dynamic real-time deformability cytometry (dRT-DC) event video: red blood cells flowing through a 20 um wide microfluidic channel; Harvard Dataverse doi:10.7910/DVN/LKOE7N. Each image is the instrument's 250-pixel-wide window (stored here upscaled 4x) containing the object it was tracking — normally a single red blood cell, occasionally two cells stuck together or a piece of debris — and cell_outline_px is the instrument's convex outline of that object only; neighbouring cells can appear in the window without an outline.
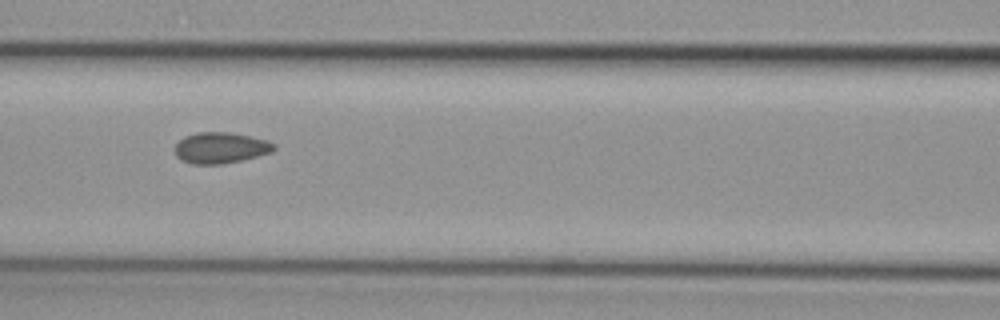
{"species": "common noctule bat (a hibernating species)", "species_latin": "Nyctalus noctula", "temperature_condition": "cold", "stored_images_in_passage": 23, "camera_frame_rate_fps": 3000, "um_per_image_px": 0.085, "animal": {"sex": "female", "body_mass_g": 29.2, "forearm_length_mm": 56.3}, "frame": {"image": 1, "passage_image": 3, "time_ms": 0.667, "image_size_px": [1000, 320], "cell_outline_px": [[276, 148], [272, 152], [240, 160], [220, 164], [192, 164], [180, 160], [176, 156], [172, 148], [184, 136], [196, 132], [232, 132], [252, 136], [268, 140], [276, 144]], "centroid_in_image_um": [18.73, 12.55], "position_along_channel_um": 147.9, "area_um2": 18.21}}
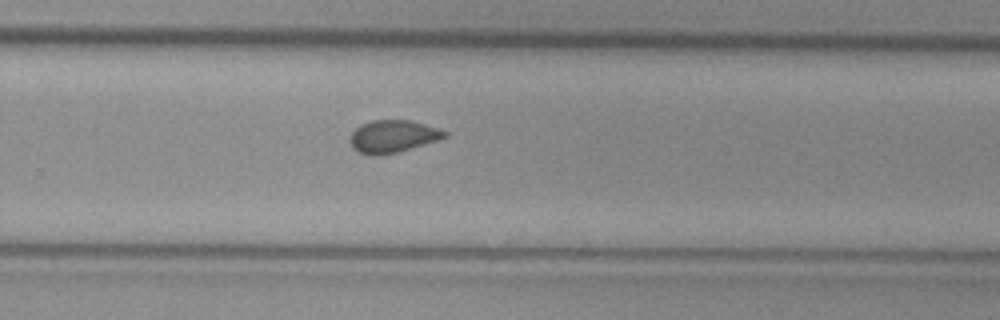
{"frame": {"image": 2, "passage_image": 15, "time_ms": 4.667, "image_size_px": [1000, 320], "cell_outline_px": [[448, 136], [440, 140], [400, 152], [380, 156], [372, 156], [360, 152], [352, 148], [348, 140], [352, 132], [360, 124], [372, 120], [412, 120], [448, 132]], "centroid_in_image_um": [33.38, 11.61], "position_along_channel_um": 296.4, "area_um2": 18.26}}
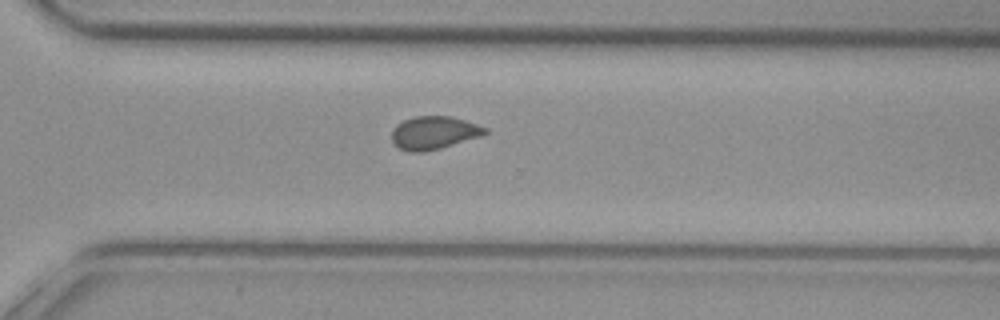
{"frame": {"image": 3, "passage_image": 18, "time_ms": 5.667, "image_size_px": [1000, 320], "cell_outline_px": [[488, 132], [484, 136], [440, 148], [424, 152], [408, 152], [400, 148], [392, 140], [392, 128], [396, 124], [412, 116], [452, 116], [488, 128]], "centroid_in_image_um": [36.9, 11.28], "position_along_channel_um": 333.7, "area_um2": 18.15}}